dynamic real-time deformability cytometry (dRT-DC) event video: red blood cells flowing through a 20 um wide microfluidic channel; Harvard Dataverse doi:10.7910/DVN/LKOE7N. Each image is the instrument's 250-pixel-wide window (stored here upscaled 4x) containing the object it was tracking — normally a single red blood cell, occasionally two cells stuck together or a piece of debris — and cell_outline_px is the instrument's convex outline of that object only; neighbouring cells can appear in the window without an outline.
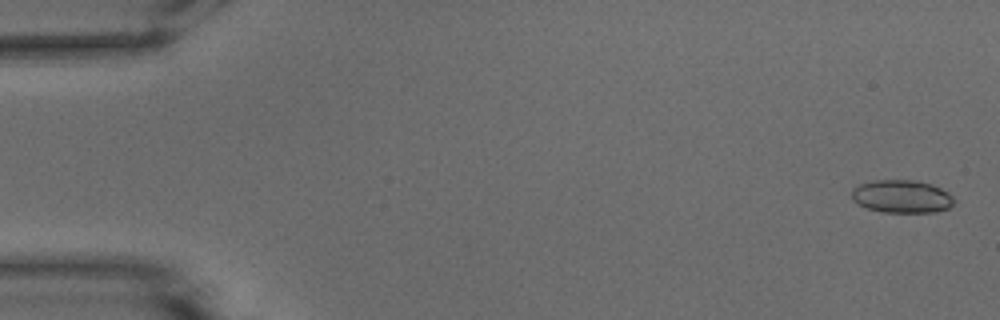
{"species": "common noctule bat (a hibernating species)", "species_latin": "Nyctalus noctula", "temperature_condition": "warm", "stored_images_in_passage": 6, "camera_frame_rate_fps": 3000, "um_per_image_px": 0.085, "animal": {"sex": "male", "body_mass_g": 15.6}, "frame": {"image": 1, "passage_image": 2, "time_ms": 0.333, "image_size_px": [1000, 320], "cell_outline_px": [[952, 204], [948, 208], [936, 212], [884, 212], [868, 208], [852, 200], [852, 188], [860, 184], [876, 180], [916, 180], [932, 184], [948, 192], [952, 196]], "centroid_in_image_um": [76.64, 16.69], "position_along_channel_um": 8.4, "area_um2": 19.48}}